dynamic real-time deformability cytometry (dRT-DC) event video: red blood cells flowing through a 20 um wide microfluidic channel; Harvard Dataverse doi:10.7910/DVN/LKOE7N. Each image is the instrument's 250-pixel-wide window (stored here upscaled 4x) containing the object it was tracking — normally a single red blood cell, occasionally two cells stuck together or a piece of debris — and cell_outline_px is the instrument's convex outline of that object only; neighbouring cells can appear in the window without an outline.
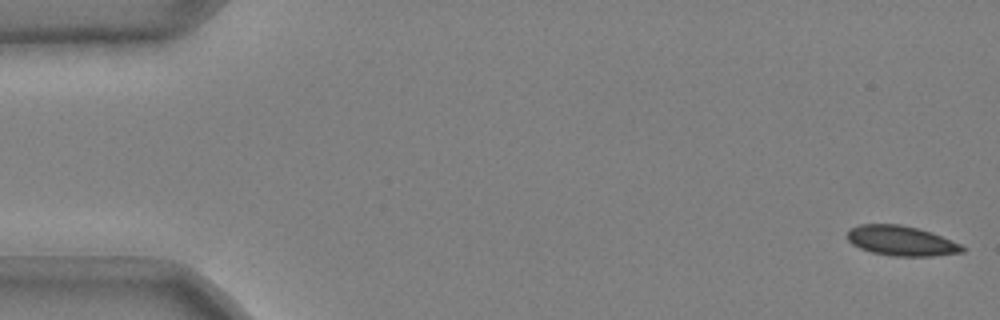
{"species": "common noctule bat (a hibernating species)", "species_latin": "Nyctalus noctula", "temperature_condition": "cold", "stored_images_in_passage": 53, "segment_of_instrument_passage": [1, 2], "camera_frame_rate_fps": 3000, "um_per_image_px": 0.085, "animal": {"sex": "male", "body_mass_g": 20.4}, "frame": {"image": 1, "passage_image": 1, "time_ms": 0.0, "image_size_px": [1000, 320], "cell_outline_px": [[968, 248], [964, 252], [932, 256], [892, 256], [872, 252], [860, 248], [852, 244], [848, 240], [848, 232], [852, 228], [860, 224], [900, 224], [932, 232], [960, 244]], "centroid_in_image_um": [76.64, 20.47], "position_along_channel_um": 8.4, "area_um2": 20.0}}
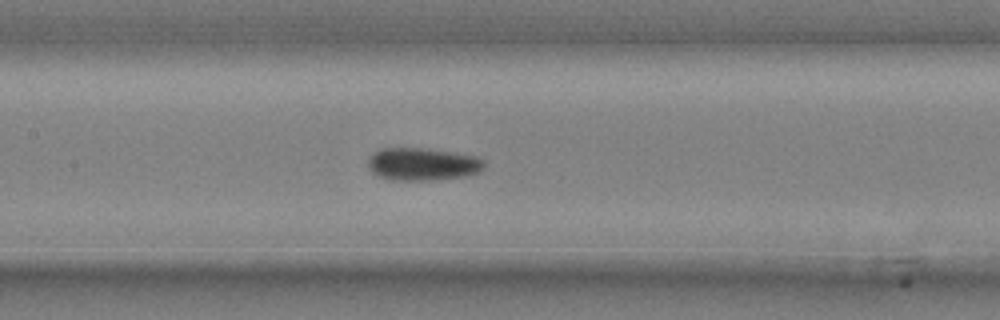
{"frame": {"image": 2, "passage_image": 25, "time_ms": 8.0, "image_size_px": [1000, 320], "cell_outline_px": [[484, 168], [480, 172], [464, 176], [440, 180], [388, 180], [372, 172], [368, 168], [368, 160], [380, 148], [420, 148], [476, 156], [484, 160]], "centroid_in_image_um": [35.92, 13.97], "position_along_channel_um": 171.5, "area_um2": 22.02}}
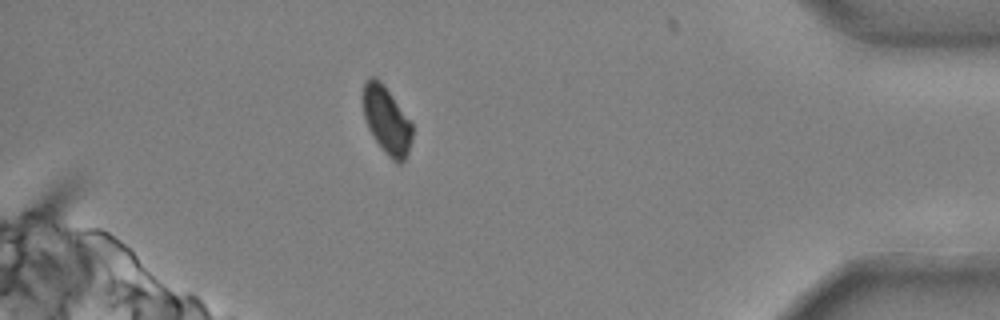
{"frame": {"image": 3, "passage_image": 47, "time_ms": 15.333, "image_size_px": [1000, 320], "cell_outline_px": [[412, 136], [408, 152], [404, 160], [400, 164], [396, 164], [384, 152], [368, 128], [364, 116], [364, 80], [368, 76], [372, 76], [380, 80], [384, 84], [412, 124]], "centroid_in_image_um": [32.86, 10.22], "position_along_channel_um": 402.3, "area_um2": 19.13}}